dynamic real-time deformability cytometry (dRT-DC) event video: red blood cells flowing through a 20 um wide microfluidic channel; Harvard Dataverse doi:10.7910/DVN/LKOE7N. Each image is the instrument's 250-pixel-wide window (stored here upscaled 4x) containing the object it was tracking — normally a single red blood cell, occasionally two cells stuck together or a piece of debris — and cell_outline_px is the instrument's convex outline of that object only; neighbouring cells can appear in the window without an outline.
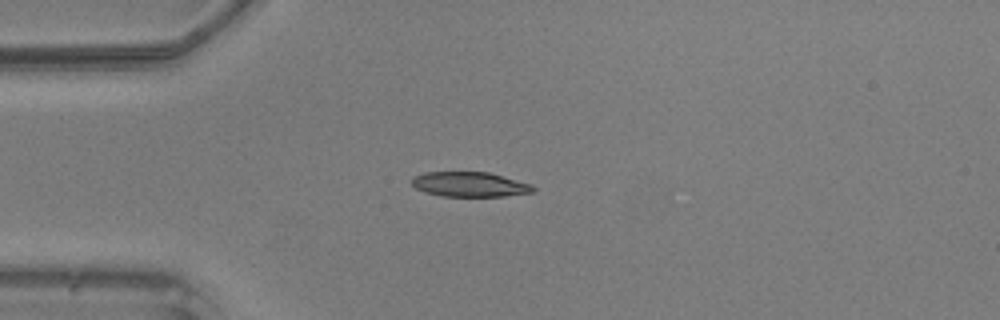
{"species": "common noctule bat (a hibernating species)", "species_latin": "Nyctalus noctula", "temperature_condition": "warm", "stored_images_in_passage": 37, "camera_frame_rate_fps": 3000, "um_per_image_px": 0.085, "animal": {"sex": "male", "body_mass_g": 20.5, "forearm_length_mm": 52.5}, "frame": {"image": 1, "passage_image": 1, "time_ms": 0.0, "image_size_px": [1000, 320], "cell_outline_px": [[536, 192], [504, 196], [440, 196], [424, 192], [416, 188], [412, 184], [412, 176], [424, 172], [488, 172], [532, 184], [536, 188]], "centroid_in_image_um": [39.93, 15.67], "position_along_channel_um": 45.1, "area_um2": 17.69}}
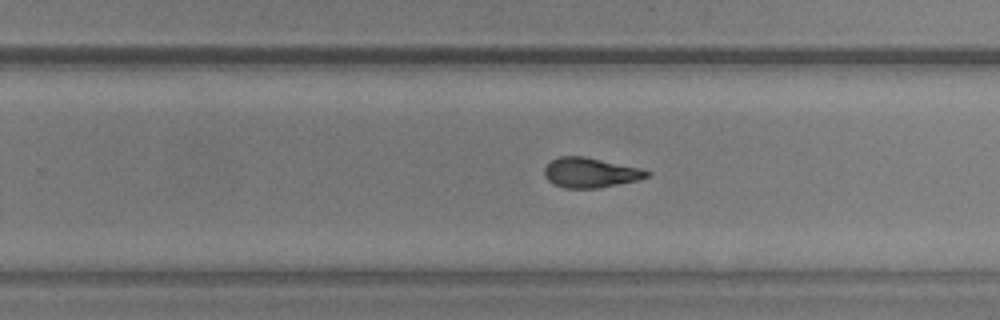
{"frame": {"image": 2, "passage_image": 19, "time_ms": 6.0, "image_size_px": [1000, 320], "cell_outline_px": [[652, 172], [648, 176], [636, 180], [600, 188], [564, 188], [552, 184], [544, 176], [544, 168], [552, 160], [560, 156], [584, 156], [640, 168]], "centroid_in_image_um": [50.15, 14.68], "position_along_channel_um": 279.7, "area_um2": 17.8}}
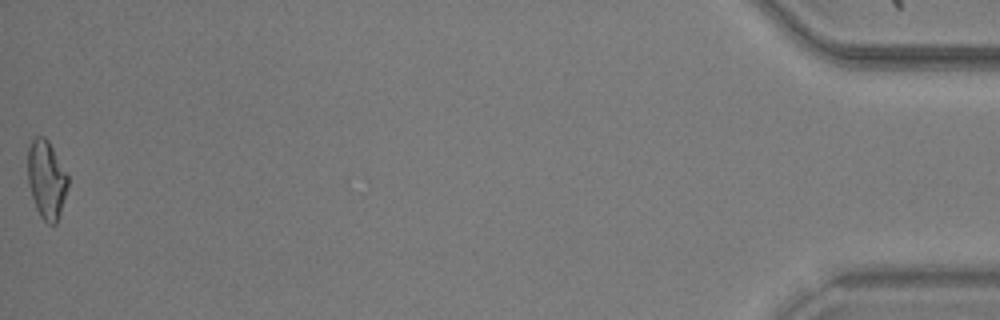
{"frame": {"image": 3, "passage_image": 37, "time_ms": 12.0, "image_size_px": [1000, 320], "cell_outline_px": [[68, 188], [56, 224], [48, 224], [40, 216], [36, 208], [28, 184], [28, 148], [32, 140], [36, 136], [44, 136], [48, 140], [68, 176]], "centroid_in_image_um": [3.95, 15.26], "position_along_channel_um": 431.3, "area_um2": 18.15}}